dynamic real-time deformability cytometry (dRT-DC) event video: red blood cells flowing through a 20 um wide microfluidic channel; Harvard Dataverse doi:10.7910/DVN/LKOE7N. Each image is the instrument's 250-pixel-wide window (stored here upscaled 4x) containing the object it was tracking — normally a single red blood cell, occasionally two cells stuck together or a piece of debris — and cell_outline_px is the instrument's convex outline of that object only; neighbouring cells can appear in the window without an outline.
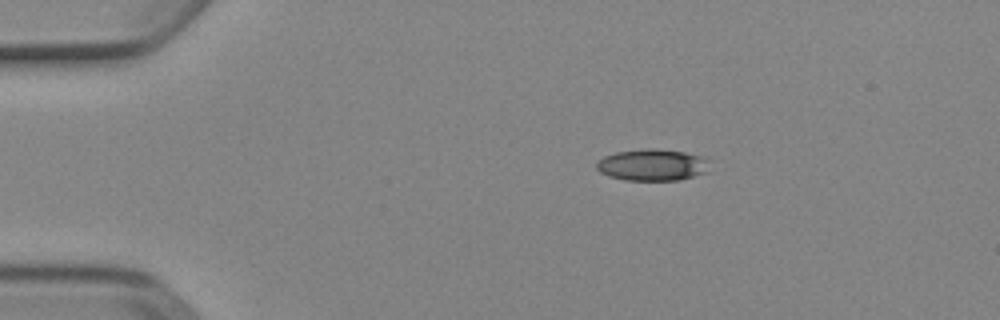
{"species": "Egyptian fruit bat (a non-hibernating species)", "species_latin": "Rousettus aegyptiacus", "temperature_condition": "cold", "stored_images_in_passage": 6, "camera_frame_rate_fps": 3000, "um_per_image_px": 0.085, "animal": {"sex": "female"}, "frame": {"image": 1, "passage_image": 6, "time_ms": 1.667, "image_size_px": [1000, 320], "cell_outline_px": [[712, 160], [708, 172], [680, 180], [624, 180], [608, 176], [600, 172], [596, 168], [596, 164], [604, 156], [616, 152], [648, 148], [656, 148], [684, 152], [700, 156]], "centroid_in_image_um": [55.5, 14.02], "position_along_channel_um": 29.5, "area_um2": 21.1}}